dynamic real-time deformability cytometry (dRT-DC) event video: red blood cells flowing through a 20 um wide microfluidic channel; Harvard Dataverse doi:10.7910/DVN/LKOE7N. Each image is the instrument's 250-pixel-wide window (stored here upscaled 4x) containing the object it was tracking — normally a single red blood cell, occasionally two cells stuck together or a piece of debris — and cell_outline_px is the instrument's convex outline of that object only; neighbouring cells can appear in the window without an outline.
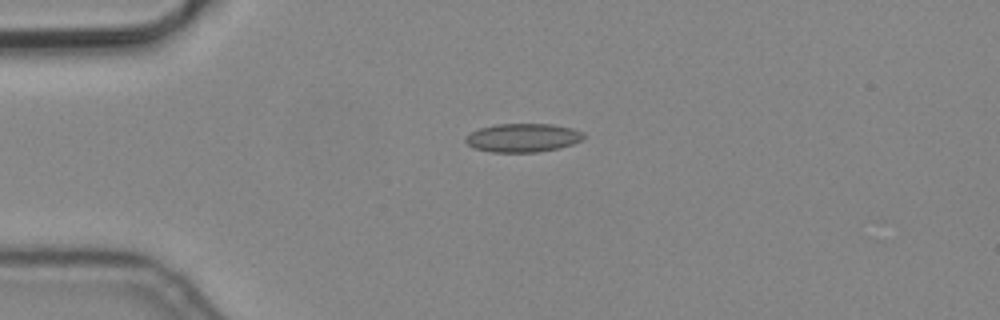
{"species": "common noctule bat (a hibernating species)", "species_latin": "Nyctalus noctula", "temperature_condition": "cold", "stored_images_in_passage": 3, "camera_frame_rate_fps": 3000, "um_per_image_px": 0.085, "animal": {"sex": "male", "body_mass_g": 19.2, "forearm_length_mm": 51.8}, "frame": {"image": 1, "passage_image": 1, "time_ms": 0.0, "image_size_px": [1000, 320], "cell_outline_px": [[584, 136], [580, 140], [572, 144], [560, 148], [536, 152], [492, 152], [476, 148], [468, 144], [464, 140], [464, 136], [480, 128], [496, 124], [552, 124], [572, 128], [584, 132]], "centroid_in_image_um": [44.44, 11.7], "position_along_channel_um": 40.6, "area_um2": 19.59}}
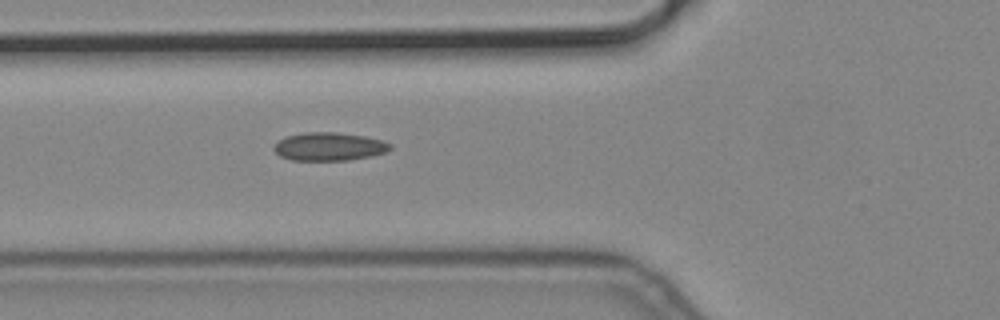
{"frame": {"image": 2, "passage_image": 3, "time_ms": 0.667, "image_size_px": [1000, 320], "cell_outline_px": [[392, 148], [384, 152], [372, 156], [348, 160], [292, 160], [280, 156], [272, 148], [284, 136], [304, 132], [336, 132], [364, 136], [380, 140], [392, 144]], "centroid_in_image_um": [27.96, 12.45], "position_along_channel_um": 97.8, "area_um2": 19.07}}